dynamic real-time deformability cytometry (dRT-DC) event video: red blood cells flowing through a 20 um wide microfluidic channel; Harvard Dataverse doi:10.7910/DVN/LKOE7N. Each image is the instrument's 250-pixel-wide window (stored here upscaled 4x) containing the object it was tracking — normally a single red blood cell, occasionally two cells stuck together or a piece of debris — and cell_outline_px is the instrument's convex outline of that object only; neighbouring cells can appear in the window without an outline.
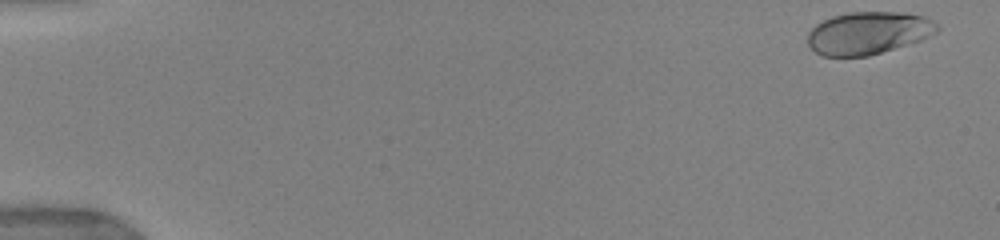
{"species": "human", "species_latin": "Homo sapiens", "temperature_condition": "warm", "stored_images_in_passage": 41, "camera_frame_rate_fps": 3000, "um_per_image_px": 0.085, "donor": {"sex": "female"}, "frame": {"image": 1, "passage_image": 1, "time_ms": 0.0, "image_size_px": [1000, 240], "cell_outline_px": [[940, 28], [936, 32], [920, 40], [868, 56], [824, 56], [816, 52], [808, 44], [808, 32], [816, 24], [832, 16], [848, 12], [900, 12], [924, 16], [932, 20]], "centroid_in_image_um": [73.79, 2.79], "position_along_channel_um": 11.2, "area_um2": 31.85}}
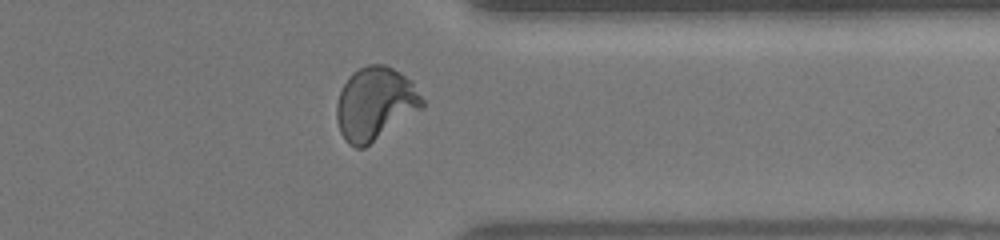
{"frame": {"image": 2, "passage_image": 36, "time_ms": 13.333, "image_size_px": [1000, 240], "cell_outline_px": [[424, 108], [364, 148], [356, 148], [348, 144], [344, 140], [340, 132], [336, 120], [336, 104], [340, 92], [348, 76], [352, 72], [368, 64], [384, 64], [400, 72], [412, 80], [424, 100]], "centroid_in_image_um": [31.89, 8.82], "position_along_channel_um": 379.5, "area_um2": 36.82}}
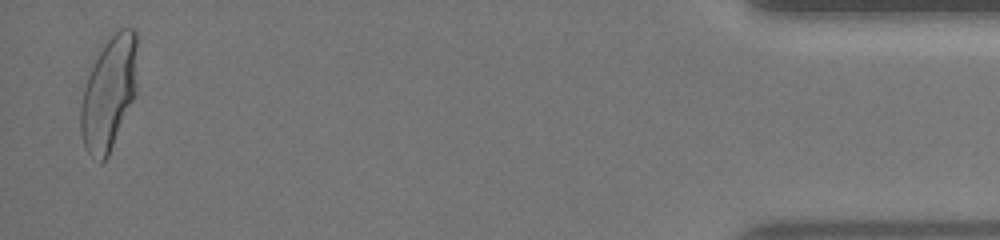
{"frame": {"image": 3, "passage_image": 40, "time_ms": 16.333, "image_size_px": [1000, 240], "cell_outline_px": [[136, 92], [108, 156], [100, 164], [88, 152], [84, 144], [80, 132], [80, 108], [84, 88], [88, 76], [104, 44], [116, 28], [132, 28], [136, 32]], "centroid_in_image_um": [9.25, 7.92], "position_along_channel_um": 426.0, "area_um2": 36.93}, "authors_computed_cell_mechanics": {"area_um2": 33.9864, "velocity_mm_per_s": 3.9384, "shape_relaxation_time_tau1_ms": 3.8967, "shape_relaxation_time_tau2_ms": null, "deformation_change_tau1": 0.2021, "deformation_change_tau2": null}}